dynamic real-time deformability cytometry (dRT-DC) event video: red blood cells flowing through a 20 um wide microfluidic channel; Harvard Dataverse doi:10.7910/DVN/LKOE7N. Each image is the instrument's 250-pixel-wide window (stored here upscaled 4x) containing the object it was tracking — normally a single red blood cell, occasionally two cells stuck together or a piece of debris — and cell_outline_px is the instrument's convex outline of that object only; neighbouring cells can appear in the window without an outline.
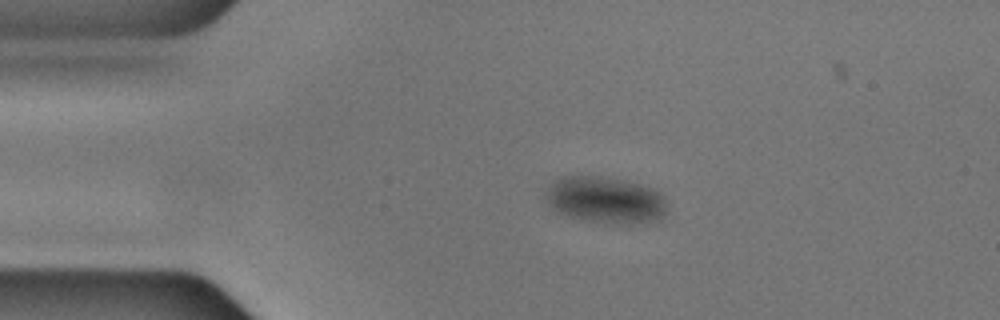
{"species": "common noctule bat (a hibernating species)", "species_latin": "Nyctalus noctula", "temperature_condition": "cold", "stored_images_in_passage": 55, "camera_frame_rate_fps": 3000, "um_per_image_px": 0.085, "animal": {"sex": "male", "body_mass_g": 17.9, "forearm_length_mm": 54.2}, "frame": {"image": 1, "passage_image": 10, "time_ms": 3.0, "image_size_px": [1000, 320], "cell_outline_px": [[664, 212], [656, 220], [628, 224], [608, 224], [588, 220], [572, 216], [560, 212], [548, 204], [544, 196], [544, 192], [560, 176], [604, 176], [628, 180], [656, 188], [664, 196]], "centroid_in_image_um": [51.46, 16.96], "position_along_channel_um": 33.5, "area_um2": 33.0}}
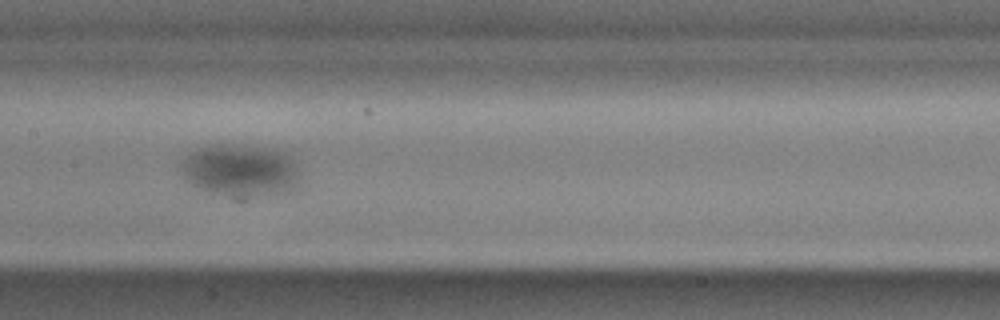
{"frame": {"image": 2, "passage_image": 26, "time_ms": 8.333, "image_size_px": [1000, 320], "cell_outline_px": [[296, 184], [288, 192], [244, 200], [236, 200], [208, 192], [192, 184], [180, 172], [180, 164], [196, 148], [208, 144], [236, 144], [268, 148], [284, 152], [292, 160], [296, 176]], "centroid_in_image_um": [20.36, 14.53], "position_along_channel_um": 187.0, "area_um2": 36.76}}
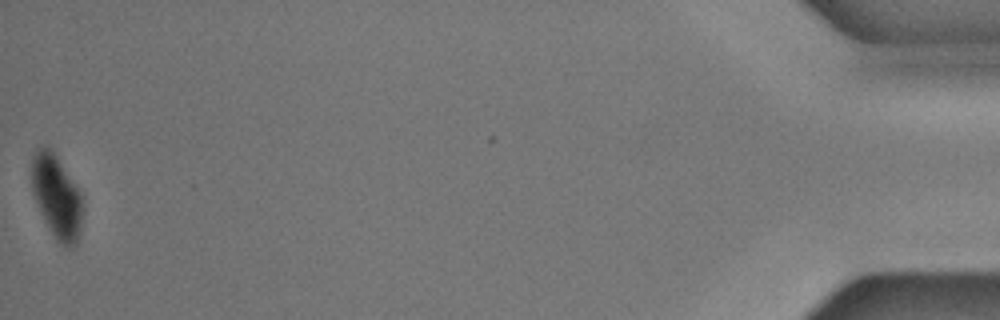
{"frame": {"image": 3, "passage_image": 55, "time_ms": 18.0, "image_size_px": [1000, 320], "cell_outline_px": [[84, 212], [80, 236], [76, 244], [72, 248], [64, 248], [56, 240], [48, 228], [40, 212], [32, 192], [32, 156], [36, 148], [48, 144], [80, 192], [84, 204]], "centroid_in_image_um": [4.84, 16.77], "position_along_channel_um": 430.4, "area_um2": 25.26}}